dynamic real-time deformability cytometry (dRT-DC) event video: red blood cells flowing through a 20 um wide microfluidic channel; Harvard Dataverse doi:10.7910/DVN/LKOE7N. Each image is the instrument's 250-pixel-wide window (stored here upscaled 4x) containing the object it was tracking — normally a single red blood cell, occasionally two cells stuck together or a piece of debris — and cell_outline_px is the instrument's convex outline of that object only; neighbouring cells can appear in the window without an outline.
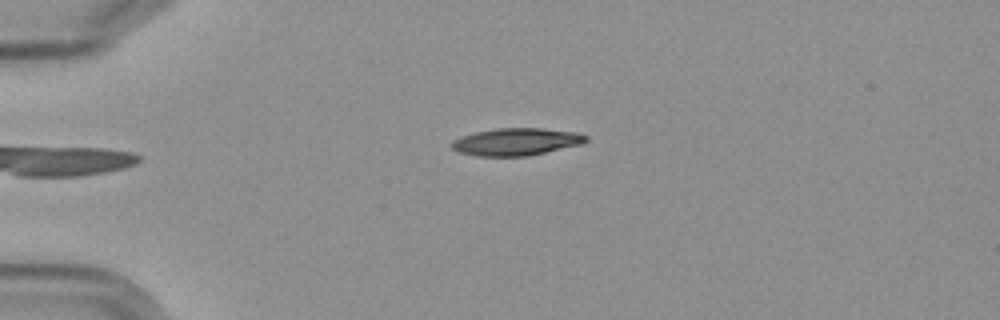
{"species": "Egyptian fruit bat (a non-hibernating species)", "species_latin": "Rousettus aegyptiacus", "temperature_condition": "cold", "stored_images_in_passage": 4, "camera_frame_rate_fps": 3000, "um_per_image_px": 0.085, "frame": {"image": 1, "passage_image": 4, "time_ms": 3.667, "image_size_px": [1000, 320], "cell_outline_px": [[588, 140], [580, 144], [528, 156], [476, 156], [456, 152], [448, 144], [452, 140], [460, 136], [476, 132], [496, 128], [544, 128], [576, 132], [588, 136]], "centroid_in_image_um": [43.82, 12.05], "position_along_channel_um": 41.2, "area_um2": 21.56}}